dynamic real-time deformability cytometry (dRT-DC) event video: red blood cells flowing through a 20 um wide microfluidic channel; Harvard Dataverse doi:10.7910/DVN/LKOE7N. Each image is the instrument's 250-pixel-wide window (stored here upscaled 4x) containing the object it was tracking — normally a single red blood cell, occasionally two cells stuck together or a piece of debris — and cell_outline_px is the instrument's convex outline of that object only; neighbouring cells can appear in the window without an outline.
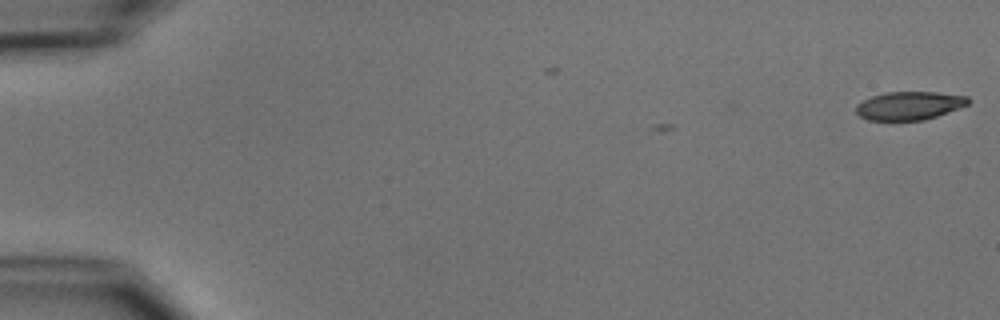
{"species": "common noctule bat (a hibernating species)", "species_latin": "Nyctalus noctula", "temperature_condition": "cold", "stored_images_in_passage": 5, "segment_of_instrument_passage": [2, 2], "camera_frame_rate_fps": 3000, "um_per_image_px": 0.085, "animal": {"sex": "male", "body_mass_g": 15.6}, "frame": {"image": 1, "passage_image": 5, "time_ms": 5.667, "image_size_px": [1000, 320], "cell_outline_px": [[972, 100], [968, 104], [960, 108], [924, 120], [868, 120], [860, 116], [856, 112], [856, 104], [872, 96], [888, 92], [936, 92], [968, 96]], "centroid_in_image_um": [77.32, 8.98], "position_along_channel_um": 7.7, "area_um2": 18.5}}